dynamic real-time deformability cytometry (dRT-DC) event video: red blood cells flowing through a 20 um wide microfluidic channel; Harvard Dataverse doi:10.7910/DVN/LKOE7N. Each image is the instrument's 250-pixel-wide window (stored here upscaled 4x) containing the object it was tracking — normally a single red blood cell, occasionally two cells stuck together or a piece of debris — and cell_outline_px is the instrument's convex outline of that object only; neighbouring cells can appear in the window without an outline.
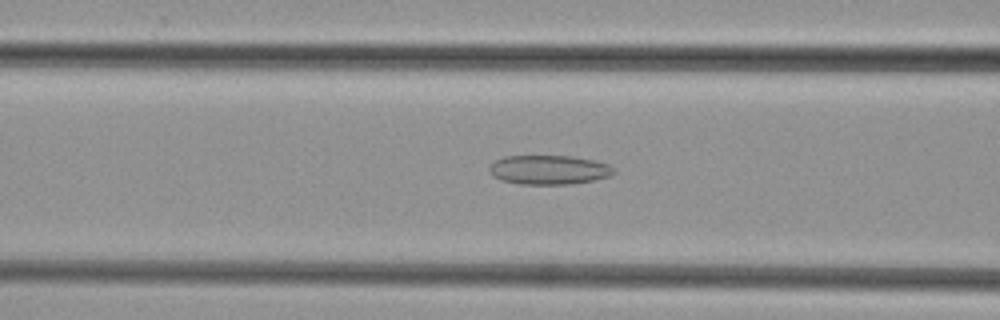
{"species": "common noctule bat (a hibernating species)", "species_latin": "Nyctalus noctula", "temperature_condition": "cold", "stored_images_in_passage": 37, "camera_frame_rate_fps": 3000, "um_per_image_px": 0.085, "animal": {"sex": "female", "body_mass_g": 29.2, "forearm_length_mm": 56.3}, "frame": {"image": 1, "passage_image": 8, "time_ms": 2.333, "image_size_px": [1000, 320], "cell_outline_px": [[616, 172], [608, 176], [592, 180], [568, 184], [520, 184], [500, 180], [492, 176], [488, 172], [488, 168], [496, 160], [504, 156], [572, 156], [592, 160], [608, 164], [616, 168]], "centroid_in_image_um": [46.63, 14.43], "position_along_channel_um": 120.0, "area_um2": 21.21}}
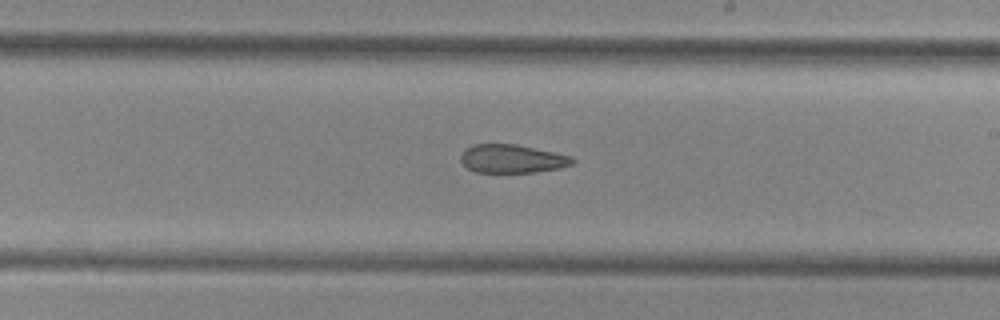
{"frame": {"image": 2, "passage_image": 17, "time_ms": 5.333, "image_size_px": [1000, 320], "cell_outline_px": [[576, 160], [572, 164], [560, 168], [536, 172], [476, 172], [468, 168], [460, 160], [460, 156], [464, 148], [472, 144], [516, 144], [572, 156]], "centroid_in_image_um": [43.52, 13.49], "position_along_channel_um": 245.5, "area_um2": 18.55}}
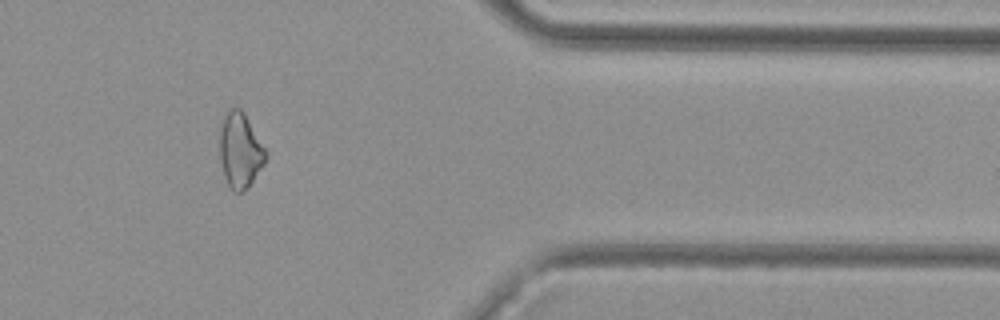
{"frame": {"image": 3, "passage_image": 29, "time_ms": 9.333, "image_size_px": [1000, 320], "cell_outline_px": [[268, 156], [264, 164], [244, 192], [232, 192], [224, 176], [220, 160], [220, 128], [224, 116], [228, 108], [240, 108], [244, 112], [268, 152]], "centroid_in_image_um": [20.42, 12.78], "position_along_channel_um": 391.0, "area_um2": 20.29}}